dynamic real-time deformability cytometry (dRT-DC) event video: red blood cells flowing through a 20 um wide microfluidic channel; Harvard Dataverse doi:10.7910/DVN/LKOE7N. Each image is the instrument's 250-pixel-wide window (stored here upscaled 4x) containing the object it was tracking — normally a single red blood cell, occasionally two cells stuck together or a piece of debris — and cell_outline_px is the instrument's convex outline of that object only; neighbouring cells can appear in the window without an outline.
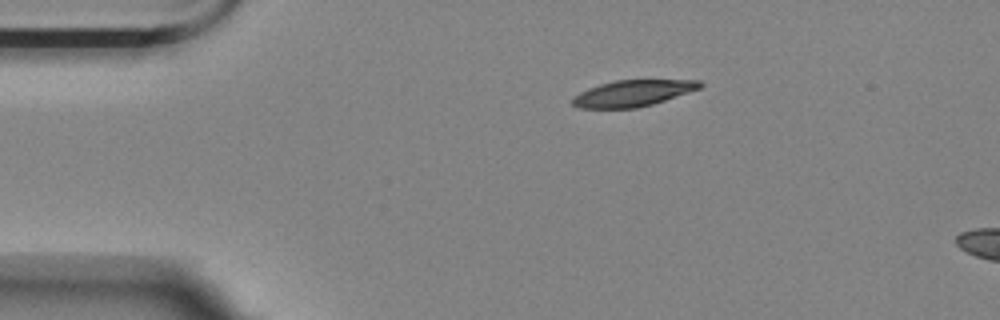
{"species": "Egyptian fruit bat (a non-hibernating species)", "species_latin": "Rousettus aegyptiacus", "temperature_condition": "room temperature", "stored_images_in_passage": 6, "camera_frame_rate_fps": 3000, "um_per_image_px": 0.085, "animal": {"sex": "female"}, "frame": {"image": 1, "passage_image": 1, "time_ms": 0.0, "image_size_px": [1000, 320], "cell_outline_px": [[704, 84], [700, 88], [652, 104], [636, 108], [580, 108], [572, 104], [572, 96], [588, 88], [600, 84], [616, 80], [700, 80]], "centroid_in_image_um": [53.76, 7.92], "position_along_channel_um": 31.2, "area_um2": 19.36}}